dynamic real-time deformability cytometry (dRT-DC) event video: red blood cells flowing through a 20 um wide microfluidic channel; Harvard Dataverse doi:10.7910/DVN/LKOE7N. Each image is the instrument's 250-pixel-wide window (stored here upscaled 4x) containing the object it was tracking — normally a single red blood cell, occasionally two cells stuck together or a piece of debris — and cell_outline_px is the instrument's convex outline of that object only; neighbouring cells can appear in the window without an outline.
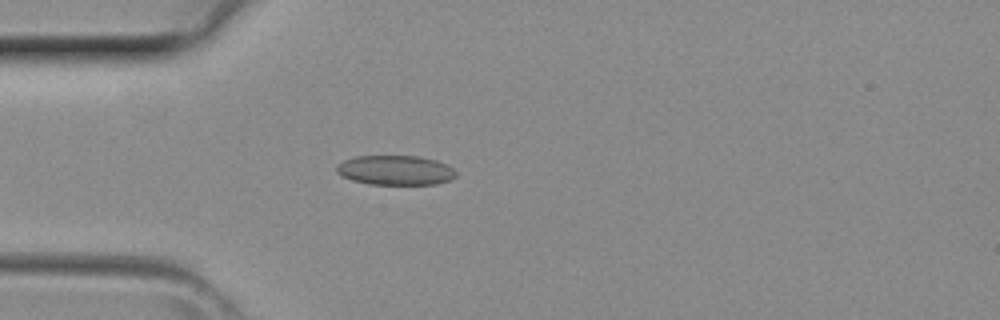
{"species": "common noctule bat (a hibernating species)", "species_latin": "Nyctalus noctula", "temperature_condition": "room temperature", "stored_images_in_passage": 3, "camera_frame_rate_fps": 3000, "um_per_image_px": 0.085, "animal": {"sex": "female", "body_mass_g": 29.2, "forearm_length_mm": 56.3}, "frame": {"image": 1, "passage_image": 3, "time_ms": 0.667, "image_size_px": [1000, 320], "cell_outline_px": [[456, 176], [448, 180], [436, 184], [368, 184], [352, 180], [336, 172], [336, 164], [344, 160], [356, 156], [416, 156], [436, 160], [448, 164], [456, 172]], "centroid_in_image_um": [33.6, 14.46], "position_along_channel_um": 51.4, "area_um2": 20.58}}